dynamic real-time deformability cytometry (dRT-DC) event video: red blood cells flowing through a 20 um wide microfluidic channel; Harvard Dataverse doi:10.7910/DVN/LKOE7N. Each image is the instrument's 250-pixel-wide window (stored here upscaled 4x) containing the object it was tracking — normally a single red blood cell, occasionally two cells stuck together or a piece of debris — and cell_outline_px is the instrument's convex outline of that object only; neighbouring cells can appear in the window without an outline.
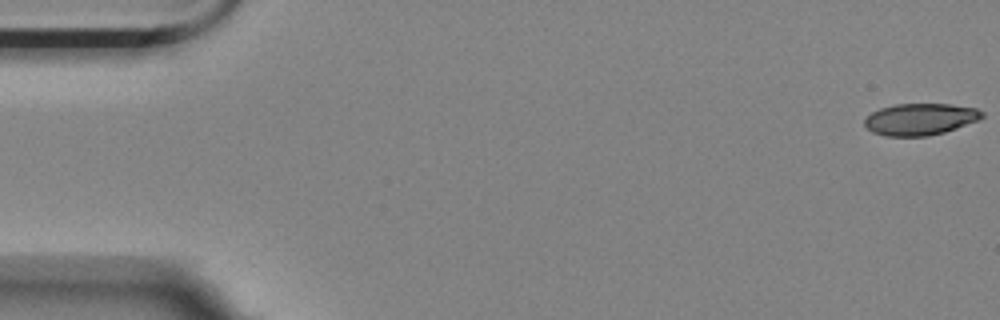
{"species": "Egyptian fruit bat (a non-hibernating species)", "species_latin": "Rousettus aegyptiacus", "temperature_condition": "room temperature", "stored_images_in_passage": 57, "camera_frame_rate_fps": 3000, "um_per_image_px": 0.085, "animal": {"sex": "female"}, "frame": {"image": 1, "passage_image": 1, "time_ms": 0.0, "image_size_px": [1000, 320], "cell_outline_px": [[984, 116], [976, 120], [956, 128], [944, 132], [928, 136], [884, 136], [872, 132], [864, 124], [864, 120], [872, 112], [880, 108], [896, 104], [952, 104], [976, 108], [984, 112]], "centroid_in_image_um": [78.2, 10.13], "position_along_channel_um": 6.8, "area_um2": 21.62}}
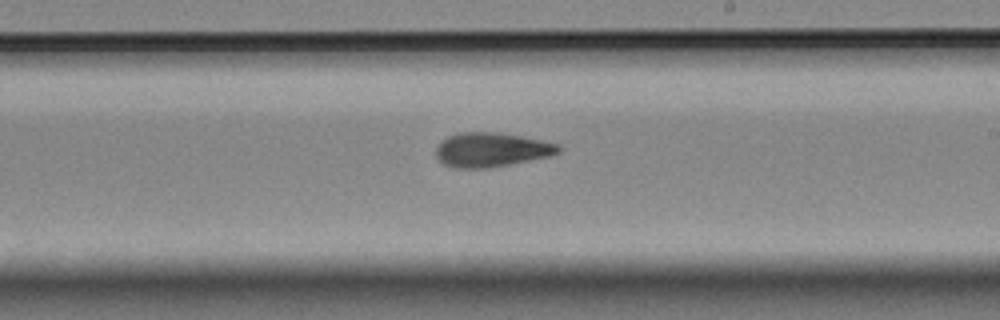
{"frame": {"image": 2, "passage_image": 33, "time_ms": 10.667, "image_size_px": [1000, 320], "cell_outline_px": [[560, 152], [548, 156], [488, 168], [452, 168], [444, 164], [436, 156], [436, 148], [448, 136], [460, 132], [496, 132], [520, 136], [560, 144]], "centroid_in_image_um": [41.75, 12.73], "position_along_channel_um": 247.3, "area_um2": 24.16}}
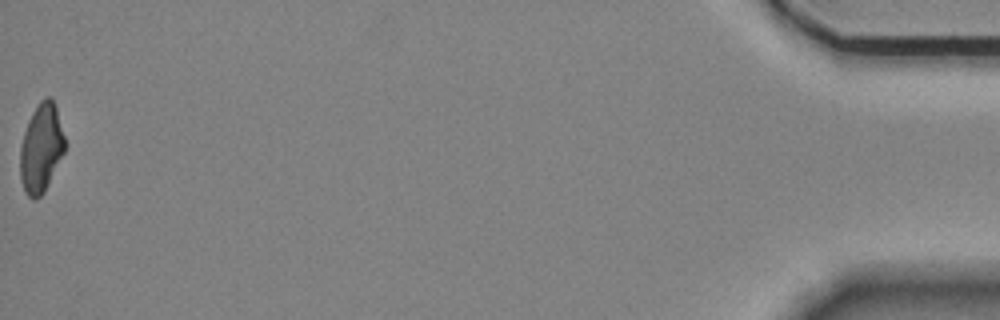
{"frame": {"image": 3, "passage_image": 57, "time_ms": 18.667, "image_size_px": [1000, 320], "cell_outline_px": [[64, 152], [44, 192], [36, 200], [32, 200], [24, 192], [20, 180], [20, 144], [28, 120], [32, 112], [40, 100], [44, 96], [52, 96], [56, 108], [64, 136]], "centroid_in_image_um": [3.47, 12.59], "position_along_channel_um": 431.7, "area_um2": 23.18}, "authors_computed_cell_mechanics": {"area_um2": 23.698, "velocity_mm_per_s": 3.5263, "shape_relaxation_time_tau1_ms": null, "shape_relaxation_time_tau2_ms": 6.1629, "deformation_change_tau1": null, "deformation_change_tau2": 0.1442}}